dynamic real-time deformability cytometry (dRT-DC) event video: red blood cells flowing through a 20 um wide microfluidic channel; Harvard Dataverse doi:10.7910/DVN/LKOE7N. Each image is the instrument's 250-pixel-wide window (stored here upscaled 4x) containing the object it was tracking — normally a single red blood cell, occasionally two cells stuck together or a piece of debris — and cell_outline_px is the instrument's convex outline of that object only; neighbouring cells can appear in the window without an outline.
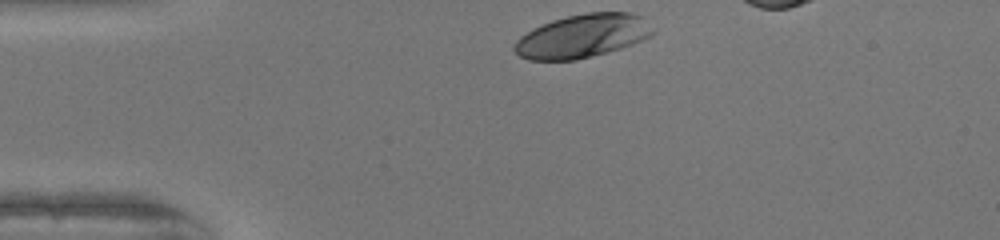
{"species": "human", "species_latin": "Homo sapiens", "temperature_condition": "warm", "stored_images_in_passage": 31, "camera_frame_rate_fps": 3000, "um_per_image_px": 0.085, "donor": {"sex": "female"}, "frame": {"image": 1, "passage_image": 1, "time_ms": 0.0, "image_size_px": [1000, 240], "cell_outline_px": [[656, 32], [632, 44], [608, 52], [576, 60], [528, 60], [520, 56], [512, 48], [516, 40], [520, 36], [532, 28], [552, 20], [568, 16], [588, 12], [628, 12], [644, 16], [656, 28]], "centroid_in_image_um": [49.53, 3.05], "position_along_channel_um": 35.5, "area_um2": 35.32}}
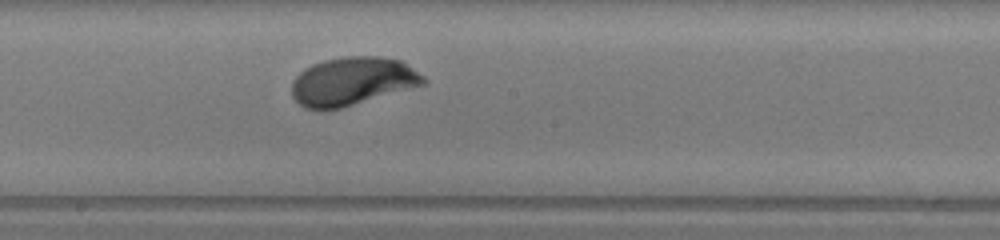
{"frame": {"image": 2, "passage_image": 18, "time_ms": 5.667, "image_size_px": [1000, 240], "cell_outline_px": [[428, 84], [340, 108], [304, 108], [292, 96], [292, 80], [304, 68], [312, 64], [324, 60], [344, 56], [376, 56], [400, 60], [424, 76], [428, 80]], "centroid_in_image_um": [29.98, 6.89], "position_along_channel_um": 218.2, "area_um2": 36.93}}
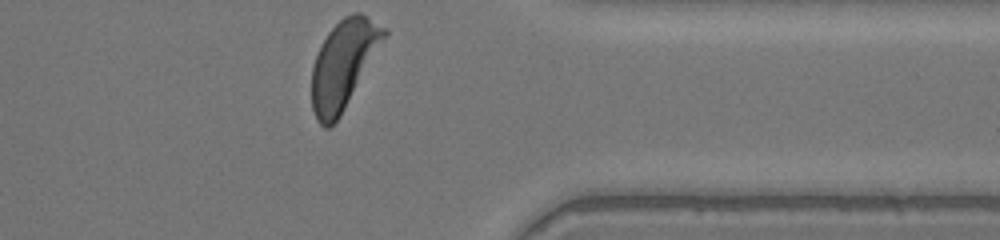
{"frame": {"image": 3, "passage_image": 31, "time_ms": 10.0, "image_size_px": [1000, 240], "cell_outline_px": [[388, 32], [340, 116], [328, 128], [324, 128], [316, 120], [312, 108], [312, 68], [320, 44], [328, 32], [344, 16], [352, 12], [360, 12], [388, 28]], "centroid_in_image_um": [29.18, 5.44], "position_along_channel_um": 382.2, "area_um2": 36.65}, "authors_computed_cell_mechanics": {"area_um2": 36.0672, "velocity_mm_per_s": 4.0174, "shape_relaxation_time_tau1_ms": 2.0796, "shape_relaxation_time_tau2_ms": null, "deformation_change_tau1": 0.1539, "deformation_change_tau2": null}}